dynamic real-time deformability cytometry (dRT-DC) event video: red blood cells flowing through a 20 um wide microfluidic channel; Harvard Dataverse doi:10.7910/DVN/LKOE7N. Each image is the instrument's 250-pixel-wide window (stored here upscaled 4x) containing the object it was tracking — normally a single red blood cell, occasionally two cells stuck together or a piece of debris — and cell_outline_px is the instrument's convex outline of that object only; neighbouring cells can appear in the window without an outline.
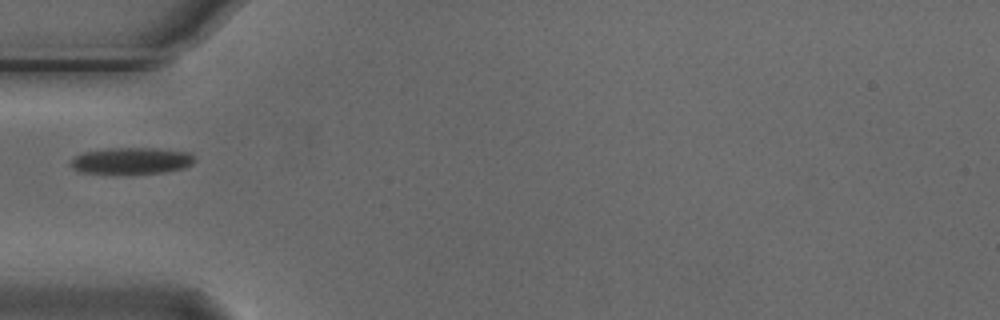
{"species": "Egyptian fruit bat (a non-hibernating species)", "species_latin": "Rousettus aegyptiacus", "temperature_condition": "cold", "stored_images_in_passage": 2, "camera_frame_rate_fps": 3000, "um_per_image_px": 0.085, "animal": {"sex": "male"}, "frame": {"image": 1, "passage_image": 2, "time_ms": 0.333, "image_size_px": [1000, 320], "cell_outline_px": [[196, 160], [192, 164], [184, 168], [168, 172], [132, 176], [116, 176], [80, 172], [72, 168], [68, 164], [72, 156], [84, 152], [108, 148], [156, 148], [192, 152], [196, 156]], "centroid_in_image_um": [11.16, 13.71], "position_along_channel_um": 73.8, "area_um2": 20.63}}